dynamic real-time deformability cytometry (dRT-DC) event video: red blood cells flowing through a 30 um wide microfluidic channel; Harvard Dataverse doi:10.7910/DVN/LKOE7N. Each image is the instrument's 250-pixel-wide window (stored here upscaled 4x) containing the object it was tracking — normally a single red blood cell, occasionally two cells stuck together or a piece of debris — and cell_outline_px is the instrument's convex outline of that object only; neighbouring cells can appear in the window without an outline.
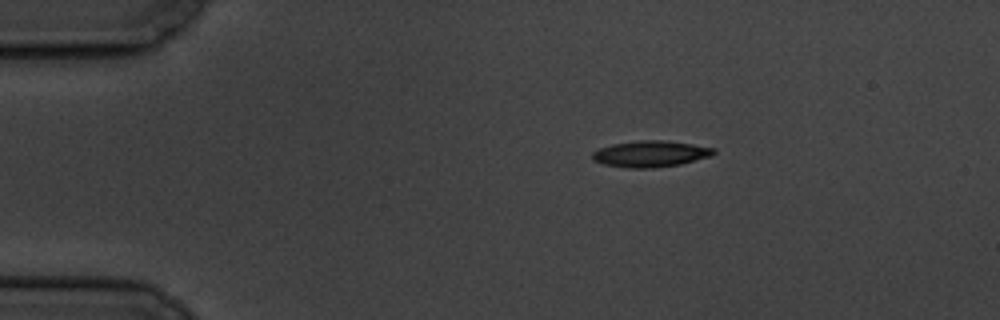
{"species": "common noctule bat (a hibernating species)", "species_latin": "Nyctalus noctula", "temperature_condition": "cold", "stored_images_in_passage": 4, "camera_frame_rate_fps": 3000, "um_per_image_px": 0.085, "animal": {"sex": "male", "body_mass_g": 19.5, "forearm_length_mm": 54.6}, "frame": {"image": 1, "passage_image": 3, "time_ms": 2.333, "image_size_px": [1000, 320], "cell_outline_px": [[716, 152], [712, 156], [680, 164], [656, 168], [628, 168], [604, 164], [592, 160], [592, 152], [600, 148], [612, 144], [640, 140], [668, 140], [716, 148]], "centroid_in_image_um": [55.31, 13.07], "position_along_channel_um": 29.7, "area_um2": 18.73}}